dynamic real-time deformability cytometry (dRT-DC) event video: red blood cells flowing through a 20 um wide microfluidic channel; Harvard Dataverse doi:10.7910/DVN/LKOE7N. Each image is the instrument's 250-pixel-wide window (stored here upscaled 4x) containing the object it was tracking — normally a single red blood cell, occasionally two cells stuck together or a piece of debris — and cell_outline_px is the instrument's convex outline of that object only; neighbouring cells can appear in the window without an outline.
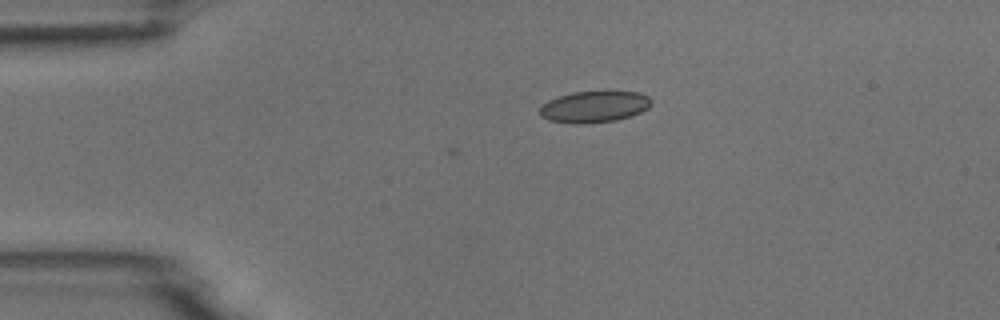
{"species": "common noctule bat (a hibernating species)", "species_latin": "Nyctalus noctula", "temperature_condition": "room temperature", "stored_images_in_passage": 2, "camera_frame_rate_fps": 3000, "um_per_image_px": 0.085, "animal": {"sex": "male", "body_mass_g": 18.8}, "frame": {"image": 1, "passage_image": 2, "time_ms": 1.0, "image_size_px": [1000, 320], "cell_outline_px": [[652, 104], [648, 108], [632, 116], [616, 120], [584, 124], [572, 124], [548, 120], [540, 116], [540, 108], [548, 100], [572, 92], [640, 92], [648, 96], [652, 100]], "centroid_in_image_um": [50.52, 9.09], "position_along_channel_um": 34.5, "area_um2": 20.46}}